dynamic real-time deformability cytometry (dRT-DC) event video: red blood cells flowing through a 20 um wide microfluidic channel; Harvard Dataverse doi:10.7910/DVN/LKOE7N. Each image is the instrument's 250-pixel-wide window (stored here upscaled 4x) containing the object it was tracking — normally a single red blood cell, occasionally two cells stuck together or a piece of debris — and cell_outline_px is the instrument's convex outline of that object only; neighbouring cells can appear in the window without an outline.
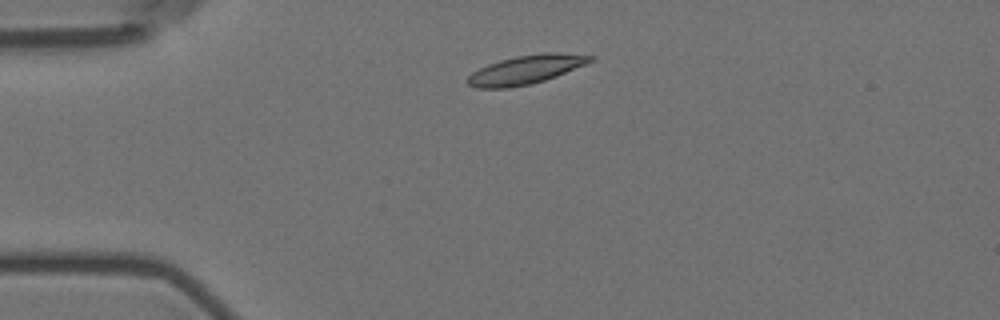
{"species": "Egyptian fruit bat (a non-hibernating species)", "species_latin": "Rousettus aegyptiacus", "temperature_condition": "room temperature", "stored_images_in_passage": 3, "camera_frame_rate_fps": 3000, "um_per_image_px": 0.085, "animal": {"sex": "female"}, "frame": {"image": 1, "passage_image": 2, "time_ms": 1.333, "image_size_px": [1000, 320], "cell_outline_px": [[596, 56], [592, 60], [584, 64], [556, 76], [532, 84], [508, 88], [476, 88], [468, 84], [464, 80], [472, 72], [488, 64], [500, 60], [516, 56], [540, 52], [556, 52]], "centroid_in_image_um": [44.65, 5.92], "position_along_channel_um": 40.4, "area_um2": 20.58}}